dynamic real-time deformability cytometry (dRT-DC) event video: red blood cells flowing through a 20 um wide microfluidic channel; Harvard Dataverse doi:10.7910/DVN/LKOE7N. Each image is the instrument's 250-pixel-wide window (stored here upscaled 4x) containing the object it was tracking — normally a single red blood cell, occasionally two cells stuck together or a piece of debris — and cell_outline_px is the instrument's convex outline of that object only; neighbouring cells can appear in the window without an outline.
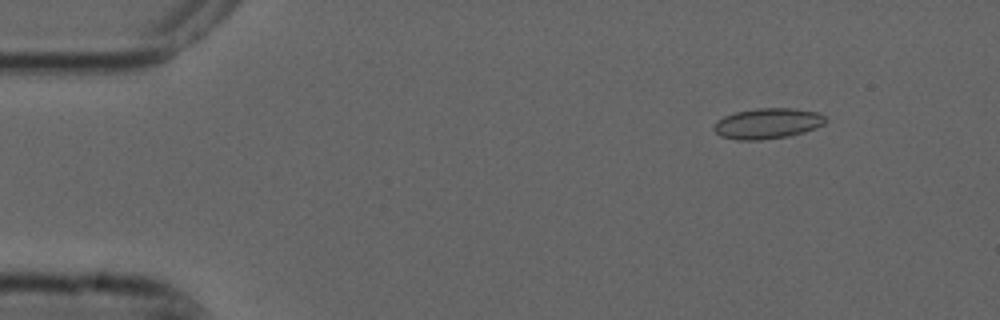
{"species": "common noctule bat (a hibernating species)", "species_latin": "Nyctalus noctula", "temperature_condition": "cold", "stored_images_in_passage": 9, "camera_frame_rate_fps": 3000, "um_per_image_px": 0.085, "animal": {"sex": "male", "forearm_length_mm": 52.5}, "frame": {"image": 1, "passage_image": 2, "time_ms": 0.333, "image_size_px": [1000, 320], "cell_outline_px": [[828, 120], [824, 124], [816, 128], [792, 136], [760, 140], [736, 140], [720, 136], [712, 128], [716, 120], [724, 116], [736, 112], [756, 108], [796, 108], [816, 112], [824, 116]], "centroid_in_image_um": [65.24, 10.5], "position_along_channel_um": 19.8, "area_um2": 20.17}}
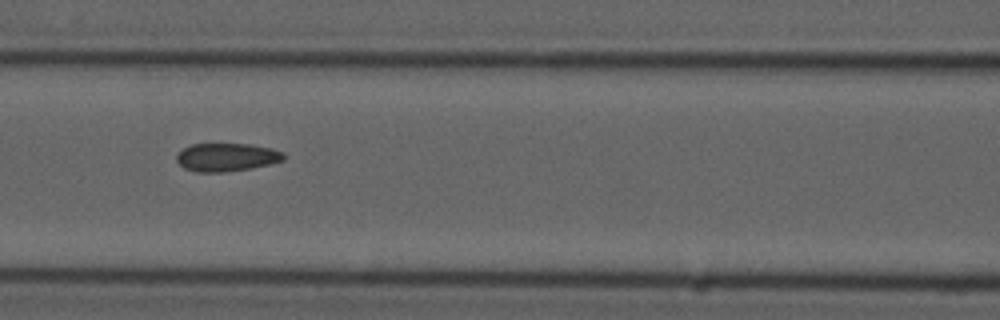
{"frame": {"image": 2, "passage_image": 7, "time_ms": 2.0, "image_size_px": [1000, 320], "cell_outline_px": [[288, 156], [284, 160], [272, 164], [252, 168], [224, 172], [196, 172], [184, 168], [176, 160], [176, 156], [184, 148], [192, 144], [252, 144], [272, 148], [284, 152]], "centroid_in_image_um": [19.33, 13.36], "position_along_channel_um": 147.3, "area_um2": 17.8}}
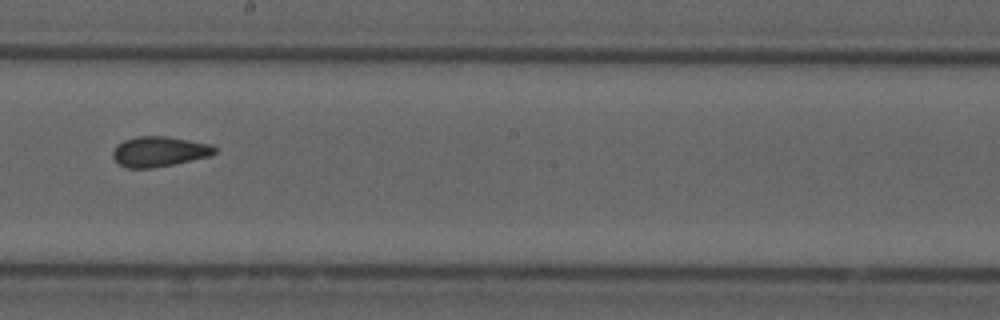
{"frame": {"image": 3, "passage_image": 9, "time_ms": 2.667, "image_size_px": [1000, 320], "cell_outline_px": [[216, 152], [208, 156], [172, 164], [152, 168], [124, 168], [112, 156], [112, 152], [116, 144], [124, 140], [136, 136], [168, 136], [212, 144], [216, 148]], "centroid_in_image_um": [13.5, 12.87], "position_along_channel_um": 234.7, "area_um2": 17.92}}